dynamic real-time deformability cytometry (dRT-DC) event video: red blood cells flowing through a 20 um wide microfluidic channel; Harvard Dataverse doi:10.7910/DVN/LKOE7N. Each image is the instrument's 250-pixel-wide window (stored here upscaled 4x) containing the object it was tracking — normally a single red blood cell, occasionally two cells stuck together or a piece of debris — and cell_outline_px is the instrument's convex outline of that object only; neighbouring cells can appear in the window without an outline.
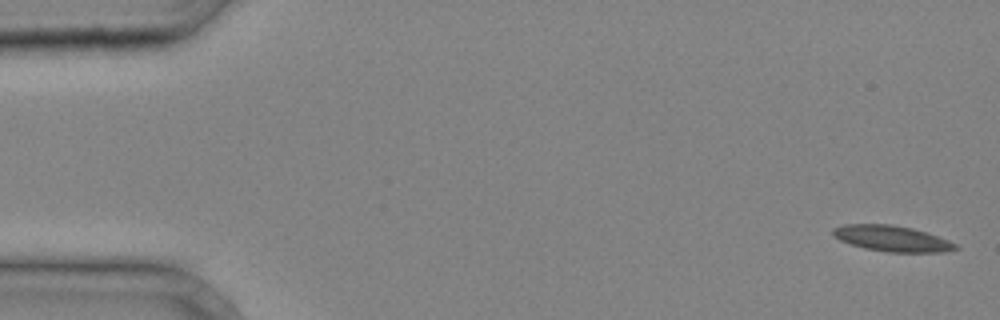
{"species": "common noctule bat (a hibernating species)", "species_latin": "Nyctalus noctula", "temperature_condition": "cold", "stored_images_in_passage": 38, "camera_frame_rate_fps": 3000, "um_per_image_px": 0.085, "animal": {"sex": "male", "body_mass_g": 20.4}, "frame": {"image": 1, "passage_image": 1, "time_ms": 0.0, "image_size_px": [1000, 320], "cell_outline_px": [[960, 248], [944, 252], [888, 252], [864, 248], [840, 240], [832, 236], [832, 228], [844, 224], [892, 224], [912, 228], [948, 240], [956, 244]], "centroid_in_image_um": [75.79, 20.27], "position_along_channel_um": 9.2, "area_um2": 18.38}}
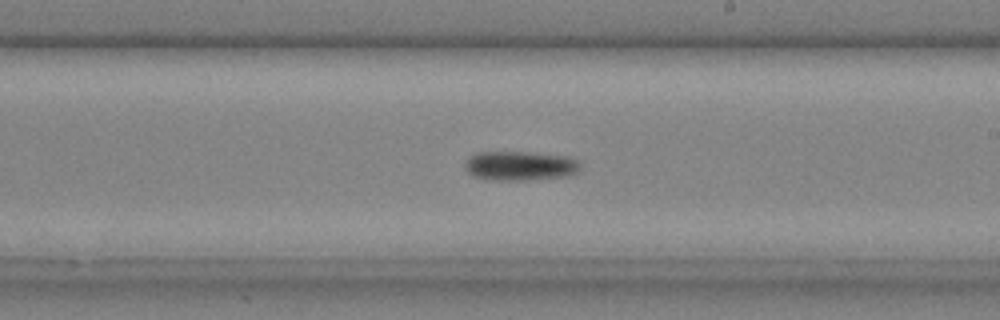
{"frame": {"image": 2, "passage_image": 23, "time_ms": 7.333, "image_size_px": [1000, 320], "cell_outline_px": [[580, 172], [568, 176], [524, 180], [492, 180], [472, 176], [464, 168], [464, 164], [472, 156], [480, 152], [524, 152], [572, 156], [580, 164]], "centroid_in_image_um": [44.25, 14.1], "position_along_channel_um": 244.7, "area_um2": 19.83}}
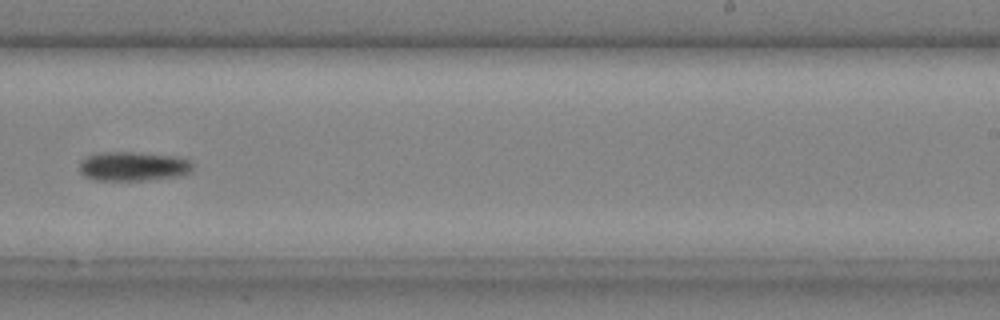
{"frame": {"image": 3, "passage_image": 25, "time_ms": 8.0, "image_size_px": [1000, 320], "cell_outline_px": [[192, 172], [180, 176], [144, 180], [96, 180], [84, 176], [80, 172], [80, 160], [88, 156], [104, 152], [132, 152], [180, 156], [192, 160]], "centroid_in_image_um": [11.37, 14.13], "position_along_channel_um": 277.6, "area_um2": 19.48}}